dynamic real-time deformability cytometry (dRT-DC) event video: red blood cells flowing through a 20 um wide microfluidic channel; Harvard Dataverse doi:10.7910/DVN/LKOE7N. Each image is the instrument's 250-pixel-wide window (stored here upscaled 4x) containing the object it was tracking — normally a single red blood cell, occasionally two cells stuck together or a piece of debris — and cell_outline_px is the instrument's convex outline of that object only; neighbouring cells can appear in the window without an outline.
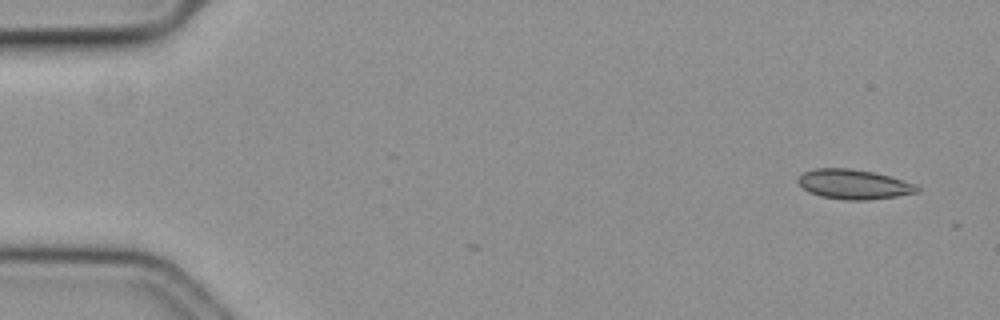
{"species": "common noctule bat (a hibernating species)", "species_latin": "Nyctalus noctula", "temperature_condition": "cold", "stored_images_in_passage": 4, "camera_frame_rate_fps": 3000, "um_per_image_px": 0.085, "animal": {"sex": "female", "body_mass_g": 19.3, "forearm_length_mm": 54.1}, "frame": {"image": 1, "passage_image": 1, "time_ms": 0.0, "image_size_px": [1000, 320], "cell_outline_px": [[920, 192], [896, 196], [868, 200], [848, 200], [820, 196], [808, 192], [796, 180], [804, 172], [816, 168], [848, 168], [872, 172], [888, 176], [916, 184], [920, 188]], "centroid_in_image_um": [72.58, 15.67], "position_along_channel_um": 12.4, "area_um2": 20.46}}